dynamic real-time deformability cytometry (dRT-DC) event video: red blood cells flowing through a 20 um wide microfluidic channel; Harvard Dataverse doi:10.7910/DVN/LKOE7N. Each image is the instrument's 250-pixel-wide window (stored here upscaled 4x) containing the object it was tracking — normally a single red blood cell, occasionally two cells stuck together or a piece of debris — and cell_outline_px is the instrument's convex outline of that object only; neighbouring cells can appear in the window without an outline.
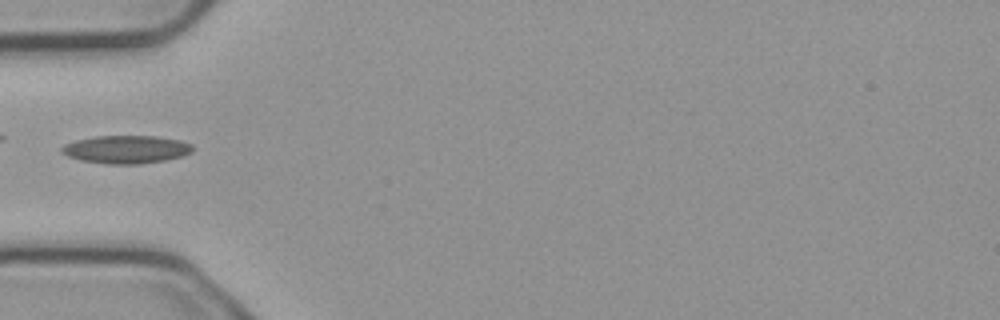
{"species": "common noctule bat (a hibernating species)", "species_latin": "Nyctalus noctula", "temperature_condition": "cold", "stored_images_in_passage": 5, "camera_frame_rate_fps": 3000, "um_per_image_px": 0.085, "animal": {"sex": "male", "body_mass_g": 23.1, "forearm_length_mm": 52.7}, "frame": {"image": 1, "passage_image": 4, "time_ms": 1.0, "image_size_px": [1000, 320], "cell_outline_px": [[192, 152], [184, 156], [164, 160], [140, 164], [104, 164], [80, 160], [68, 156], [60, 152], [60, 148], [64, 144], [76, 140], [96, 136], [156, 136], [180, 140], [192, 144]], "centroid_in_image_um": [10.71, 12.7], "position_along_channel_um": 74.3, "area_um2": 21.5}}
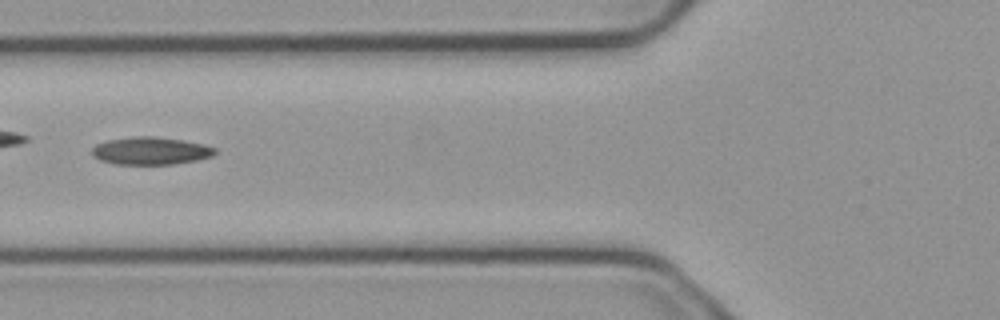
{"frame": {"image": 2, "passage_image": 5, "time_ms": 1.333, "image_size_px": [1000, 320], "cell_outline_px": [[216, 152], [212, 156], [196, 160], [172, 164], [112, 164], [100, 160], [92, 156], [92, 148], [96, 144], [108, 140], [136, 136], [156, 136], [204, 144], [216, 148]], "centroid_in_image_um": [12.78, 12.82], "position_along_channel_um": 113.0, "area_um2": 19.77}}